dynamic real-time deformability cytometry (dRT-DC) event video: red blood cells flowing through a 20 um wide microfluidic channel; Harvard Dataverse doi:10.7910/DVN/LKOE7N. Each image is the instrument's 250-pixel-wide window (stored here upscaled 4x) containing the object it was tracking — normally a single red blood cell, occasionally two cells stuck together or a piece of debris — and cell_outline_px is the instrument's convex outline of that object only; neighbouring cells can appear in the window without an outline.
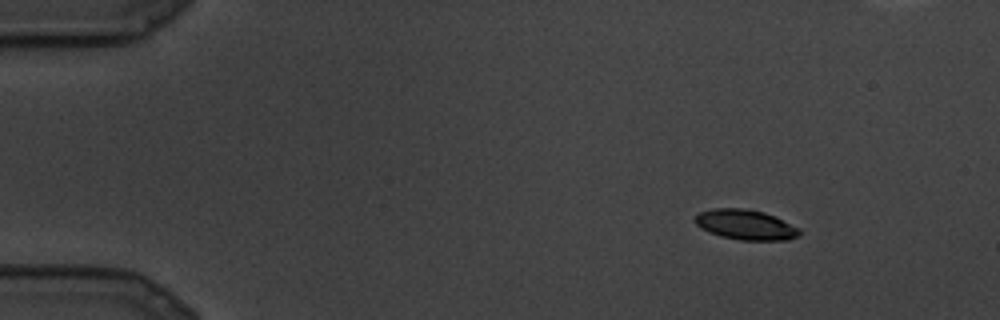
{"species": "common noctule bat (a hibernating species)", "species_latin": "Nyctalus noctula", "temperature_condition": "cold", "stored_images_in_passage": 8, "camera_frame_rate_fps": 3000, "um_per_image_px": 0.085, "animal": {"sex": "male", "body_mass_g": 19.5, "forearm_length_mm": 54.6}, "frame": {"image": 1, "passage_image": 1, "time_ms": 0.0, "image_size_px": [1000, 320], "cell_outline_px": [[800, 232], [796, 236], [788, 240], [740, 240], [720, 236], [708, 232], [700, 228], [692, 220], [700, 212], [712, 208], [744, 208], [764, 212], [776, 216], [800, 228]], "centroid_in_image_um": [63.35, 19.09], "position_along_channel_um": 21.6, "area_um2": 18.5}}
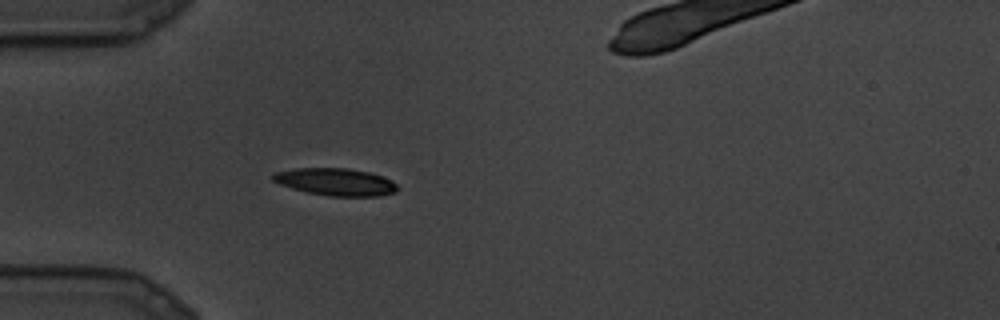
{"frame": {"image": 2, "passage_image": 6, "time_ms": 1.667, "image_size_px": [1000, 320], "cell_outline_px": [[400, 188], [396, 192], [380, 196], [328, 196], [308, 192], [292, 188], [280, 184], [272, 180], [272, 176], [276, 172], [296, 168], [348, 168], [368, 172], [392, 180]], "centroid_in_image_um": [28.56, 15.46], "position_along_channel_um": 56.4, "area_um2": 19.77}}
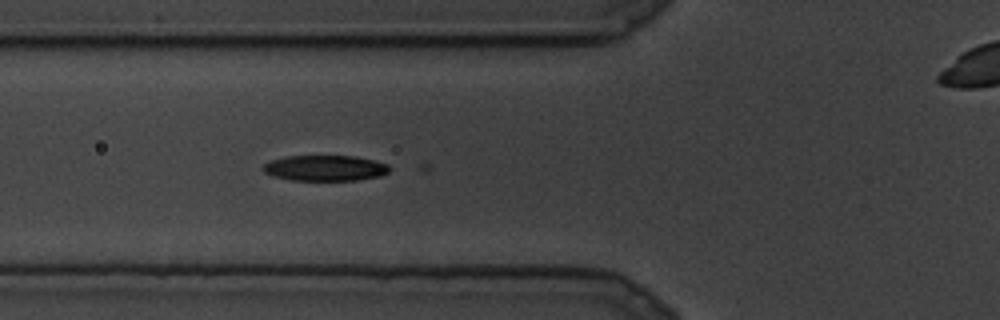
{"frame": {"image": 3, "passage_image": 8, "time_ms": 2.333, "image_size_px": [1000, 320], "cell_outline_px": [[392, 168], [388, 172], [380, 176], [356, 180], [292, 180], [272, 176], [264, 172], [260, 168], [268, 160], [284, 156], [356, 156], [388, 164]], "centroid_in_image_um": [27.59, 14.28], "position_along_channel_um": 98.2, "area_um2": 19.07}}